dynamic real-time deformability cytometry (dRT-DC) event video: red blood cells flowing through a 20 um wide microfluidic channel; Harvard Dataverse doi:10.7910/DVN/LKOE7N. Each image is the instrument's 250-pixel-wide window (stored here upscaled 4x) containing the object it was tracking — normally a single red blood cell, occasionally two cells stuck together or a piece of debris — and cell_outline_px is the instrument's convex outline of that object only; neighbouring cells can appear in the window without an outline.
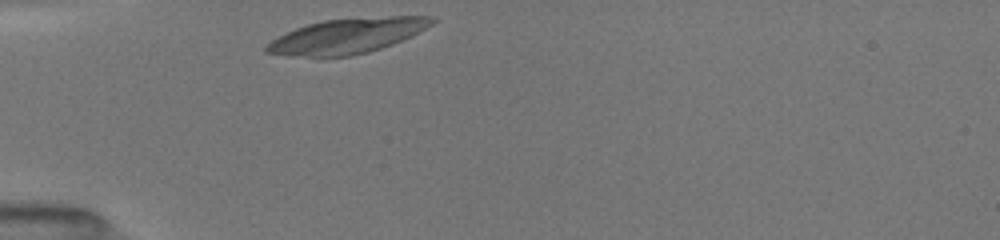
{"species": "common noctule bat (a hibernating species)", "species_latin": "Nyctalus noctula", "temperature_condition": "room temperature", "stored_images_in_passage": 1, "camera_frame_rate_fps": 3000, "um_per_image_px": 0.085, "animal": {"sex": "female", "body_mass_g": 19.5, "forearm_length_mm": 54.1}, "frame": {"image": 1, "passage_image": 1, "time_ms": 0.0, "image_size_px": [1000, 240], "cell_outline_px": [[436, 20], [432, 24], [392, 44], [368, 52], [352, 56], [288, 56], [264, 52], [264, 48], [272, 40], [296, 28], [308, 24], [324, 20], [388, 16], [436, 16]], "centroid_in_image_um": [29.49, 3.05], "position_along_channel_um": 55.5, "area_um2": 33.18}}